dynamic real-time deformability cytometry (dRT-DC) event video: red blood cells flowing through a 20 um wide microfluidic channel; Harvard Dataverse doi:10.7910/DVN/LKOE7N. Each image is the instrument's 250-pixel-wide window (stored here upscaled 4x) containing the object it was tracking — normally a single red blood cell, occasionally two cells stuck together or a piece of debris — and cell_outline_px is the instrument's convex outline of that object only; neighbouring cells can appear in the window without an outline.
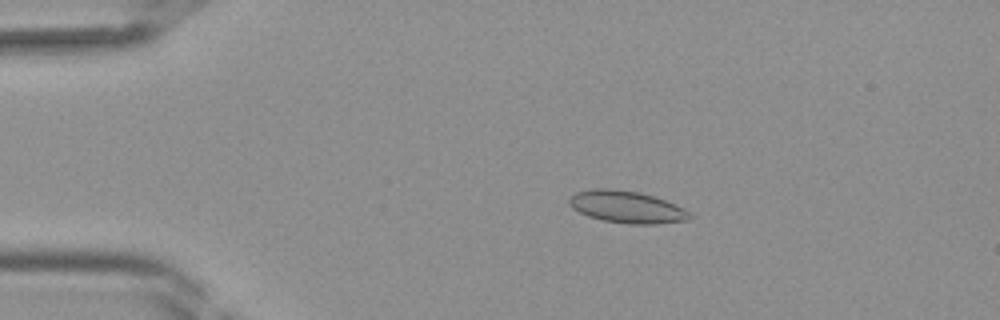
{"species": "Egyptian fruit bat (a non-hibernating species)", "species_latin": "Rousettus aegyptiacus", "temperature_condition": "room temperature", "stored_images_in_passage": 38, "camera_frame_rate_fps": 3000, "um_per_image_px": 0.085, "frame": {"image": 1, "passage_image": 5, "time_ms": 1.333, "image_size_px": [1000, 320], "cell_outline_px": [[692, 216], [688, 220], [656, 224], [628, 224], [604, 220], [588, 216], [572, 208], [568, 204], [568, 200], [576, 192], [592, 188], [612, 188], [640, 192], [656, 196], [676, 204], [684, 208]], "centroid_in_image_um": [53.28, 17.58], "position_along_channel_um": 31.7, "area_um2": 22.72}}
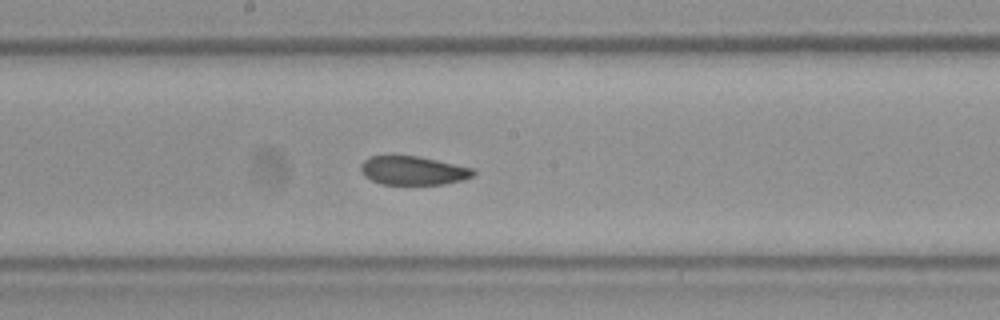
{"frame": {"image": 2, "passage_image": 19, "time_ms": 6.0, "image_size_px": [1000, 320], "cell_outline_px": [[476, 176], [464, 180], [444, 184], [380, 184], [364, 176], [360, 172], [360, 164], [364, 160], [372, 156], [416, 156], [436, 160], [472, 168], [476, 172]], "centroid_in_image_um": [35.12, 14.51], "position_along_channel_um": 213.1, "area_um2": 18.84}}
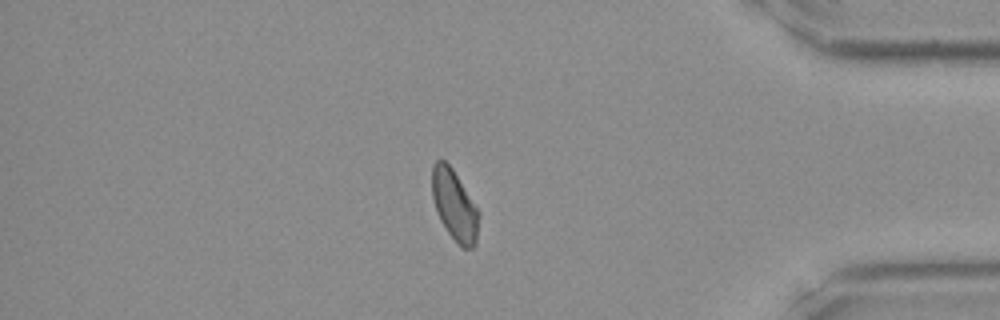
{"frame": {"image": 3, "passage_image": 32, "time_ms": 10.333, "image_size_px": [1000, 320], "cell_outline_px": [[480, 216], [476, 244], [472, 248], [460, 248], [448, 232], [440, 220], [436, 212], [432, 196], [432, 164], [436, 160], [444, 160], [452, 168], [480, 212]], "centroid_in_image_um": [38.64, 17.47], "position_along_channel_um": 396.6, "area_um2": 19.42}}